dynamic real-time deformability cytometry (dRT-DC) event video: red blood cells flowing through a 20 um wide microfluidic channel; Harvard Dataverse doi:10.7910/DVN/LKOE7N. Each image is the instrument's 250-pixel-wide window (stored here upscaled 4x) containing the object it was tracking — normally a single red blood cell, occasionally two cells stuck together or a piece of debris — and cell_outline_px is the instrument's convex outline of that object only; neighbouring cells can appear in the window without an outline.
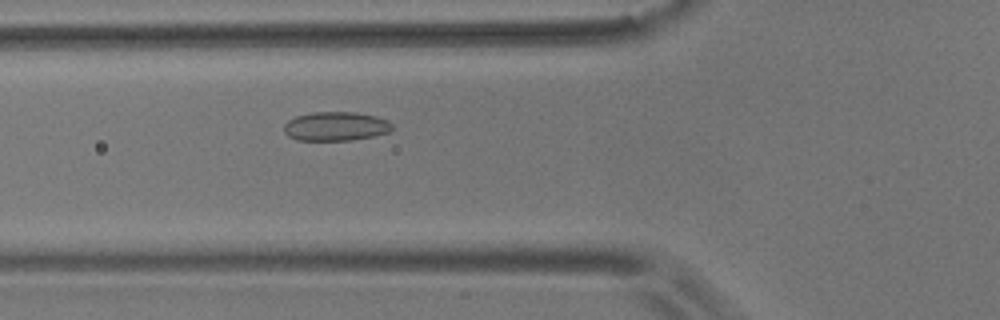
{"species": "common noctule bat (a hibernating species)", "species_latin": "Nyctalus noctula", "temperature_condition": "room temperature", "stored_images_in_passage": 50, "camera_frame_rate_fps": 3000, "um_per_image_px": 0.085, "animal": {"sex": "male", "body_mass_g": 17.9}, "frame": {"image": 1, "passage_image": 15, "time_ms": 4.667, "image_size_px": [1000, 320], "cell_outline_px": [[392, 128], [388, 132], [372, 136], [352, 140], [296, 140], [288, 136], [284, 132], [284, 124], [288, 120], [296, 116], [316, 112], [356, 112], [376, 116], [388, 120], [392, 124]], "centroid_in_image_um": [28.52, 10.73], "position_along_channel_um": 97.3, "area_um2": 18.26}}
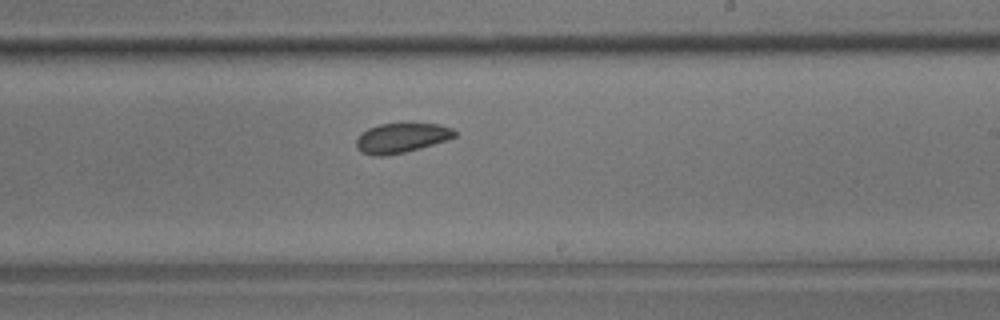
{"frame": {"image": 2, "passage_image": 28, "time_ms": 9.0, "image_size_px": [1000, 320], "cell_outline_px": [[456, 136], [448, 140], [420, 148], [404, 152], [384, 156], [372, 156], [360, 152], [356, 148], [356, 140], [368, 128], [380, 124], [440, 124], [452, 128], [456, 132]], "centroid_in_image_um": [34.12, 11.74], "position_along_channel_um": 254.9, "area_um2": 16.94}}
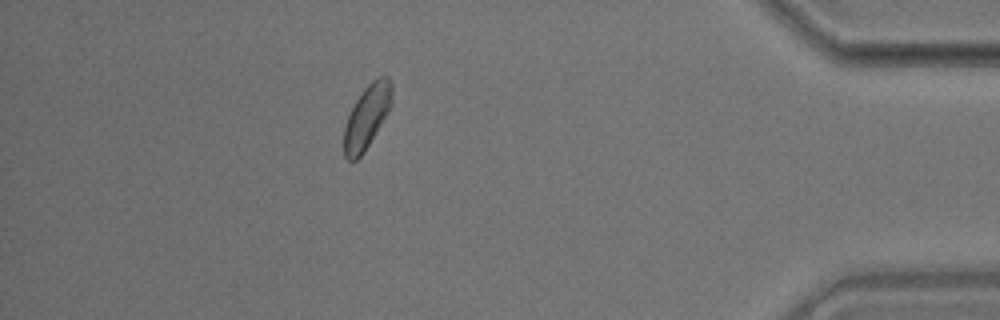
{"frame": {"image": 3, "passage_image": 44, "time_ms": 14.333, "image_size_px": [1000, 320], "cell_outline_px": [[392, 108], [364, 152], [356, 160], [348, 160], [344, 156], [344, 128], [348, 116], [356, 100], [364, 88], [372, 80], [380, 76], [388, 76], [392, 84]], "centroid_in_image_um": [31.22, 9.91], "position_along_channel_um": 404.0, "area_um2": 17.86}, "authors_computed_cell_mechanics": {"area_um2": 17.8313, "velocity_mm_per_s": 3.6326, "shape_relaxation_time_tau1_ms": 3.9215, "shape_relaxation_time_tau2_ms": 1.76, "deformation_change_tau1": 0.0569, "deformation_change_tau2": 0.0643}}